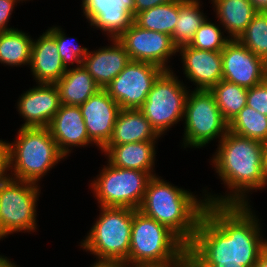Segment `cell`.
Wrapping results in <instances>:
<instances>
[{
	"label": "cell",
	"mask_w": 267,
	"mask_h": 267,
	"mask_svg": "<svg viewBox=\"0 0 267 267\" xmlns=\"http://www.w3.org/2000/svg\"><path fill=\"white\" fill-rule=\"evenodd\" d=\"M106 162L89 186L98 206L138 209L153 176L149 172L114 167Z\"/></svg>",
	"instance_id": "obj_8"
},
{
	"label": "cell",
	"mask_w": 267,
	"mask_h": 267,
	"mask_svg": "<svg viewBox=\"0 0 267 267\" xmlns=\"http://www.w3.org/2000/svg\"><path fill=\"white\" fill-rule=\"evenodd\" d=\"M216 100L223 119L229 123L245 106L248 89L220 80L209 90Z\"/></svg>",
	"instance_id": "obj_28"
},
{
	"label": "cell",
	"mask_w": 267,
	"mask_h": 267,
	"mask_svg": "<svg viewBox=\"0 0 267 267\" xmlns=\"http://www.w3.org/2000/svg\"><path fill=\"white\" fill-rule=\"evenodd\" d=\"M177 53L181 56L185 79L192 82L194 90H210L222 80L221 51L199 50L185 45L179 47Z\"/></svg>",
	"instance_id": "obj_17"
},
{
	"label": "cell",
	"mask_w": 267,
	"mask_h": 267,
	"mask_svg": "<svg viewBox=\"0 0 267 267\" xmlns=\"http://www.w3.org/2000/svg\"><path fill=\"white\" fill-rule=\"evenodd\" d=\"M47 30L55 37L58 53L62 58L65 68L69 69L71 66L72 68L73 66H81L89 48L79 45V43H75L77 38L74 36L72 38L67 37L65 30L58 25L48 27ZM73 38L74 41L72 42Z\"/></svg>",
	"instance_id": "obj_31"
},
{
	"label": "cell",
	"mask_w": 267,
	"mask_h": 267,
	"mask_svg": "<svg viewBox=\"0 0 267 267\" xmlns=\"http://www.w3.org/2000/svg\"><path fill=\"white\" fill-rule=\"evenodd\" d=\"M217 21L230 39L246 30L258 10L250 0H210Z\"/></svg>",
	"instance_id": "obj_23"
},
{
	"label": "cell",
	"mask_w": 267,
	"mask_h": 267,
	"mask_svg": "<svg viewBox=\"0 0 267 267\" xmlns=\"http://www.w3.org/2000/svg\"><path fill=\"white\" fill-rule=\"evenodd\" d=\"M81 6L89 26L108 39H118L134 23V0H82Z\"/></svg>",
	"instance_id": "obj_13"
},
{
	"label": "cell",
	"mask_w": 267,
	"mask_h": 267,
	"mask_svg": "<svg viewBox=\"0 0 267 267\" xmlns=\"http://www.w3.org/2000/svg\"><path fill=\"white\" fill-rule=\"evenodd\" d=\"M216 146L218 147L210 162L215 174L221 179V184L228 190L226 189L223 195L221 193L218 195V193L213 194L212 190L208 192L206 188L203 189L201 192L207 203L250 204V194L265 189L264 143L236 135L228 130Z\"/></svg>",
	"instance_id": "obj_2"
},
{
	"label": "cell",
	"mask_w": 267,
	"mask_h": 267,
	"mask_svg": "<svg viewBox=\"0 0 267 267\" xmlns=\"http://www.w3.org/2000/svg\"><path fill=\"white\" fill-rule=\"evenodd\" d=\"M118 40L125 47L130 60L148 62L163 70H172L170 59L178 54V48L168 34L146 30L133 23Z\"/></svg>",
	"instance_id": "obj_12"
},
{
	"label": "cell",
	"mask_w": 267,
	"mask_h": 267,
	"mask_svg": "<svg viewBox=\"0 0 267 267\" xmlns=\"http://www.w3.org/2000/svg\"><path fill=\"white\" fill-rule=\"evenodd\" d=\"M246 105L267 116V79L248 88Z\"/></svg>",
	"instance_id": "obj_33"
},
{
	"label": "cell",
	"mask_w": 267,
	"mask_h": 267,
	"mask_svg": "<svg viewBox=\"0 0 267 267\" xmlns=\"http://www.w3.org/2000/svg\"><path fill=\"white\" fill-rule=\"evenodd\" d=\"M175 186L161 176H153L138 208L172 231L186 246L193 240L207 201L204 194Z\"/></svg>",
	"instance_id": "obj_3"
},
{
	"label": "cell",
	"mask_w": 267,
	"mask_h": 267,
	"mask_svg": "<svg viewBox=\"0 0 267 267\" xmlns=\"http://www.w3.org/2000/svg\"><path fill=\"white\" fill-rule=\"evenodd\" d=\"M98 207L100 213L79 246L96 258L93 267H127L133 209Z\"/></svg>",
	"instance_id": "obj_5"
},
{
	"label": "cell",
	"mask_w": 267,
	"mask_h": 267,
	"mask_svg": "<svg viewBox=\"0 0 267 267\" xmlns=\"http://www.w3.org/2000/svg\"><path fill=\"white\" fill-rule=\"evenodd\" d=\"M162 138L139 109H121L105 146L135 142H158Z\"/></svg>",
	"instance_id": "obj_22"
},
{
	"label": "cell",
	"mask_w": 267,
	"mask_h": 267,
	"mask_svg": "<svg viewBox=\"0 0 267 267\" xmlns=\"http://www.w3.org/2000/svg\"><path fill=\"white\" fill-rule=\"evenodd\" d=\"M228 130L265 144L267 143V116L246 105L228 123Z\"/></svg>",
	"instance_id": "obj_29"
},
{
	"label": "cell",
	"mask_w": 267,
	"mask_h": 267,
	"mask_svg": "<svg viewBox=\"0 0 267 267\" xmlns=\"http://www.w3.org/2000/svg\"><path fill=\"white\" fill-rule=\"evenodd\" d=\"M164 70L155 80L148 96L139 108L155 131L166 135L174 125L183 121L185 103L190 91L173 72ZM186 85V86H185Z\"/></svg>",
	"instance_id": "obj_10"
},
{
	"label": "cell",
	"mask_w": 267,
	"mask_h": 267,
	"mask_svg": "<svg viewBox=\"0 0 267 267\" xmlns=\"http://www.w3.org/2000/svg\"><path fill=\"white\" fill-rule=\"evenodd\" d=\"M156 144L158 145V142L126 143L104 146L100 151L114 167L140 170L156 176Z\"/></svg>",
	"instance_id": "obj_21"
},
{
	"label": "cell",
	"mask_w": 267,
	"mask_h": 267,
	"mask_svg": "<svg viewBox=\"0 0 267 267\" xmlns=\"http://www.w3.org/2000/svg\"><path fill=\"white\" fill-rule=\"evenodd\" d=\"M175 0H134L135 15L144 10L151 9L155 6L166 4Z\"/></svg>",
	"instance_id": "obj_36"
},
{
	"label": "cell",
	"mask_w": 267,
	"mask_h": 267,
	"mask_svg": "<svg viewBox=\"0 0 267 267\" xmlns=\"http://www.w3.org/2000/svg\"><path fill=\"white\" fill-rule=\"evenodd\" d=\"M263 174L265 178V188L267 186V143L264 144L263 149Z\"/></svg>",
	"instance_id": "obj_40"
},
{
	"label": "cell",
	"mask_w": 267,
	"mask_h": 267,
	"mask_svg": "<svg viewBox=\"0 0 267 267\" xmlns=\"http://www.w3.org/2000/svg\"><path fill=\"white\" fill-rule=\"evenodd\" d=\"M176 267H196V266L186 258L180 265Z\"/></svg>",
	"instance_id": "obj_41"
},
{
	"label": "cell",
	"mask_w": 267,
	"mask_h": 267,
	"mask_svg": "<svg viewBox=\"0 0 267 267\" xmlns=\"http://www.w3.org/2000/svg\"><path fill=\"white\" fill-rule=\"evenodd\" d=\"M178 18V0L144 10L134 16L139 27L171 36Z\"/></svg>",
	"instance_id": "obj_27"
},
{
	"label": "cell",
	"mask_w": 267,
	"mask_h": 267,
	"mask_svg": "<svg viewBox=\"0 0 267 267\" xmlns=\"http://www.w3.org/2000/svg\"><path fill=\"white\" fill-rule=\"evenodd\" d=\"M258 216L251 204L207 203L187 259L196 267H254L267 246Z\"/></svg>",
	"instance_id": "obj_1"
},
{
	"label": "cell",
	"mask_w": 267,
	"mask_h": 267,
	"mask_svg": "<svg viewBox=\"0 0 267 267\" xmlns=\"http://www.w3.org/2000/svg\"><path fill=\"white\" fill-rule=\"evenodd\" d=\"M10 177L9 147L6 140L0 139V185Z\"/></svg>",
	"instance_id": "obj_35"
},
{
	"label": "cell",
	"mask_w": 267,
	"mask_h": 267,
	"mask_svg": "<svg viewBox=\"0 0 267 267\" xmlns=\"http://www.w3.org/2000/svg\"><path fill=\"white\" fill-rule=\"evenodd\" d=\"M41 186L10 177L0 185V240L14 233L37 232Z\"/></svg>",
	"instance_id": "obj_7"
},
{
	"label": "cell",
	"mask_w": 267,
	"mask_h": 267,
	"mask_svg": "<svg viewBox=\"0 0 267 267\" xmlns=\"http://www.w3.org/2000/svg\"><path fill=\"white\" fill-rule=\"evenodd\" d=\"M208 19L207 17L197 29L189 46L199 50L222 51L231 39L224 35L225 32L220 24Z\"/></svg>",
	"instance_id": "obj_32"
},
{
	"label": "cell",
	"mask_w": 267,
	"mask_h": 267,
	"mask_svg": "<svg viewBox=\"0 0 267 267\" xmlns=\"http://www.w3.org/2000/svg\"><path fill=\"white\" fill-rule=\"evenodd\" d=\"M29 66L36 84H55L66 72L55 37L48 30L33 38Z\"/></svg>",
	"instance_id": "obj_20"
},
{
	"label": "cell",
	"mask_w": 267,
	"mask_h": 267,
	"mask_svg": "<svg viewBox=\"0 0 267 267\" xmlns=\"http://www.w3.org/2000/svg\"><path fill=\"white\" fill-rule=\"evenodd\" d=\"M0 267H20L19 265L15 264L11 258L0 254Z\"/></svg>",
	"instance_id": "obj_38"
},
{
	"label": "cell",
	"mask_w": 267,
	"mask_h": 267,
	"mask_svg": "<svg viewBox=\"0 0 267 267\" xmlns=\"http://www.w3.org/2000/svg\"><path fill=\"white\" fill-rule=\"evenodd\" d=\"M254 267H267V246L259 253Z\"/></svg>",
	"instance_id": "obj_37"
},
{
	"label": "cell",
	"mask_w": 267,
	"mask_h": 267,
	"mask_svg": "<svg viewBox=\"0 0 267 267\" xmlns=\"http://www.w3.org/2000/svg\"><path fill=\"white\" fill-rule=\"evenodd\" d=\"M184 149H200L218 142L228 131V123L223 119L214 95L209 90H190L183 116Z\"/></svg>",
	"instance_id": "obj_9"
},
{
	"label": "cell",
	"mask_w": 267,
	"mask_h": 267,
	"mask_svg": "<svg viewBox=\"0 0 267 267\" xmlns=\"http://www.w3.org/2000/svg\"><path fill=\"white\" fill-rule=\"evenodd\" d=\"M237 40L267 62V11H258Z\"/></svg>",
	"instance_id": "obj_30"
},
{
	"label": "cell",
	"mask_w": 267,
	"mask_h": 267,
	"mask_svg": "<svg viewBox=\"0 0 267 267\" xmlns=\"http://www.w3.org/2000/svg\"><path fill=\"white\" fill-rule=\"evenodd\" d=\"M187 258V246L166 226L133 209L127 267H176Z\"/></svg>",
	"instance_id": "obj_4"
},
{
	"label": "cell",
	"mask_w": 267,
	"mask_h": 267,
	"mask_svg": "<svg viewBox=\"0 0 267 267\" xmlns=\"http://www.w3.org/2000/svg\"><path fill=\"white\" fill-rule=\"evenodd\" d=\"M163 71L155 64L130 60L105 90L121 109H139Z\"/></svg>",
	"instance_id": "obj_11"
},
{
	"label": "cell",
	"mask_w": 267,
	"mask_h": 267,
	"mask_svg": "<svg viewBox=\"0 0 267 267\" xmlns=\"http://www.w3.org/2000/svg\"><path fill=\"white\" fill-rule=\"evenodd\" d=\"M33 38L16 28L0 32V64L23 67L30 65Z\"/></svg>",
	"instance_id": "obj_25"
},
{
	"label": "cell",
	"mask_w": 267,
	"mask_h": 267,
	"mask_svg": "<svg viewBox=\"0 0 267 267\" xmlns=\"http://www.w3.org/2000/svg\"><path fill=\"white\" fill-rule=\"evenodd\" d=\"M79 107L89 139L101 150L111 137L121 110L119 104L105 89H100Z\"/></svg>",
	"instance_id": "obj_15"
},
{
	"label": "cell",
	"mask_w": 267,
	"mask_h": 267,
	"mask_svg": "<svg viewBox=\"0 0 267 267\" xmlns=\"http://www.w3.org/2000/svg\"><path fill=\"white\" fill-rule=\"evenodd\" d=\"M221 56L222 79L247 89L267 79V62L237 39H231L225 45Z\"/></svg>",
	"instance_id": "obj_14"
},
{
	"label": "cell",
	"mask_w": 267,
	"mask_h": 267,
	"mask_svg": "<svg viewBox=\"0 0 267 267\" xmlns=\"http://www.w3.org/2000/svg\"><path fill=\"white\" fill-rule=\"evenodd\" d=\"M63 105L80 106L101 88L83 65L71 67L55 83Z\"/></svg>",
	"instance_id": "obj_24"
},
{
	"label": "cell",
	"mask_w": 267,
	"mask_h": 267,
	"mask_svg": "<svg viewBox=\"0 0 267 267\" xmlns=\"http://www.w3.org/2000/svg\"><path fill=\"white\" fill-rule=\"evenodd\" d=\"M20 2L22 0H0V32L16 29L14 26L13 28L10 27L8 23L15 9L14 7Z\"/></svg>",
	"instance_id": "obj_34"
},
{
	"label": "cell",
	"mask_w": 267,
	"mask_h": 267,
	"mask_svg": "<svg viewBox=\"0 0 267 267\" xmlns=\"http://www.w3.org/2000/svg\"><path fill=\"white\" fill-rule=\"evenodd\" d=\"M17 100V111L24 120L20 127L24 128L48 127L61 106L57 86L48 83H37Z\"/></svg>",
	"instance_id": "obj_16"
},
{
	"label": "cell",
	"mask_w": 267,
	"mask_h": 267,
	"mask_svg": "<svg viewBox=\"0 0 267 267\" xmlns=\"http://www.w3.org/2000/svg\"><path fill=\"white\" fill-rule=\"evenodd\" d=\"M108 40L111 41L109 46L88 50L82 61V65L101 89H105L130 61L128 52L118 39Z\"/></svg>",
	"instance_id": "obj_19"
},
{
	"label": "cell",
	"mask_w": 267,
	"mask_h": 267,
	"mask_svg": "<svg viewBox=\"0 0 267 267\" xmlns=\"http://www.w3.org/2000/svg\"><path fill=\"white\" fill-rule=\"evenodd\" d=\"M60 152L68 157L78 147L95 145L87 134L84 118L79 106L61 104L47 127ZM93 144V145H92Z\"/></svg>",
	"instance_id": "obj_18"
},
{
	"label": "cell",
	"mask_w": 267,
	"mask_h": 267,
	"mask_svg": "<svg viewBox=\"0 0 267 267\" xmlns=\"http://www.w3.org/2000/svg\"><path fill=\"white\" fill-rule=\"evenodd\" d=\"M201 0H178V18L171 34L177 48L189 45L197 29L208 17L203 13Z\"/></svg>",
	"instance_id": "obj_26"
},
{
	"label": "cell",
	"mask_w": 267,
	"mask_h": 267,
	"mask_svg": "<svg viewBox=\"0 0 267 267\" xmlns=\"http://www.w3.org/2000/svg\"><path fill=\"white\" fill-rule=\"evenodd\" d=\"M18 129L15 140L7 141L10 176L39 185L42 178L66 157L47 127Z\"/></svg>",
	"instance_id": "obj_6"
},
{
	"label": "cell",
	"mask_w": 267,
	"mask_h": 267,
	"mask_svg": "<svg viewBox=\"0 0 267 267\" xmlns=\"http://www.w3.org/2000/svg\"><path fill=\"white\" fill-rule=\"evenodd\" d=\"M258 11H267V0H250Z\"/></svg>",
	"instance_id": "obj_39"
}]
</instances>
